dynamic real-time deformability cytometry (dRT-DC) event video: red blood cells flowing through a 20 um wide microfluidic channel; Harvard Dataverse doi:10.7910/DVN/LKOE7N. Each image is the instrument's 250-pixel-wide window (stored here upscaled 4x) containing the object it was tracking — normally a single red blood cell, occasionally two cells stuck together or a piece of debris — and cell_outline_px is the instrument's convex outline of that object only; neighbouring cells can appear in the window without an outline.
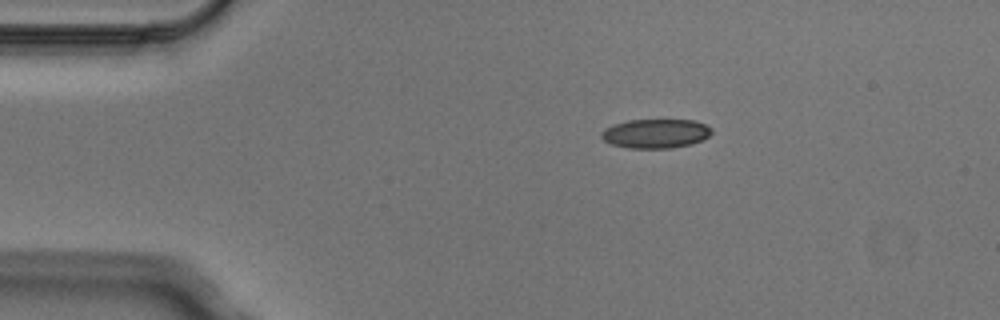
{"species": "Egyptian fruit bat (a non-hibernating species)", "species_latin": "Rousettus aegyptiacus", "temperature_condition": "cold", "stored_images_in_passage": 6, "camera_frame_rate_fps": 3000, "um_per_image_px": 0.085, "animal": {"sex": "male"}, "frame": {"image": 1, "passage_image": 1, "time_ms": 0.0, "image_size_px": [1000, 320], "cell_outline_px": [[712, 132], [704, 140], [692, 144], [672, 148], [628, 148], [612, 144], [604, 140], [600, 136], [600, 132], [604, 128], [612, 124], [628, 120], [696, 120], [712, 128]], "centroid_in_image_um": [55.73, 11.35], "position_along_channel_um": 29.3, "area_um2": 18.96}}
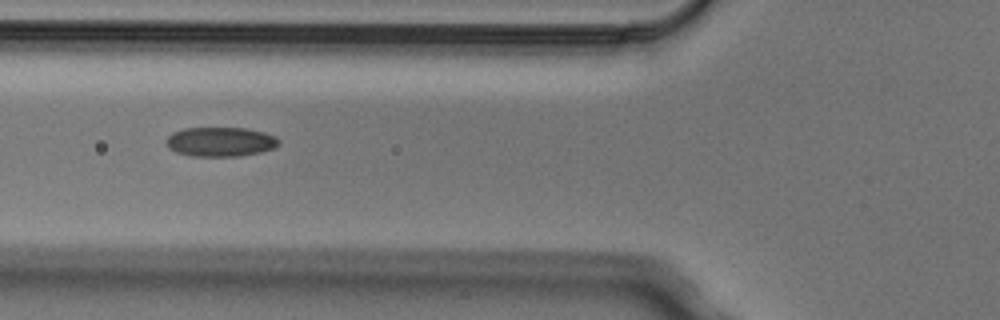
{"frame": {"image": 2, "passage_image": 4, "time_ms": 1.0, "image_size_px": [1000, 320], "cell_outline_px": [[280, 144], [276, 148], [260, 152], [240, 156], [192, 156], [176, 152], [168, 148], [168, 136], [172, 132], [184, 128], [248, 128], [264, 132], [276, 136], [280, 140]], "centroid_in_image_um": [18.79, 12.05], "position_along_channel_um": 107.0, "area_um2": 19.42}}
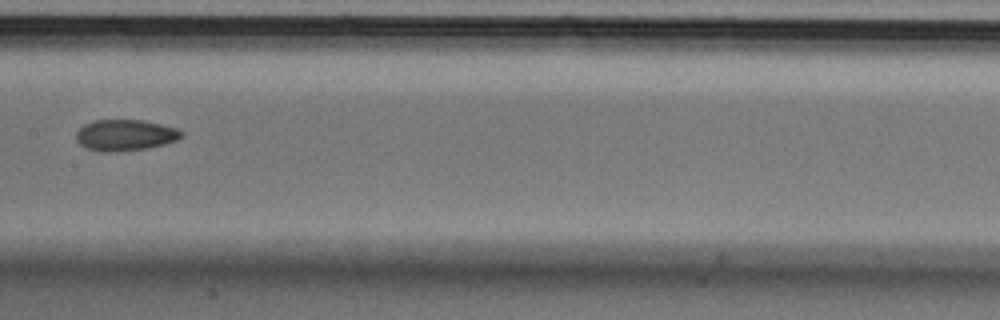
{"frame": {"image": 3, "passage_image": 6, "time_ms": 1.667, "image_size_px": [1000, 320], "cell_outline_px": [[184, 136], [176, 140], [164, 144], [148, 148], [112, 152], [104, 152], [88, 148], [80, 144], [76, 140], [76, 132], [84, 124], [92, 120], [144, 120], [176, 128], [184, 132]], "centroid_in_image_um": [10.65, 11.48], "position_along_channel_um": 196.8, "area_um2": 19.13}}